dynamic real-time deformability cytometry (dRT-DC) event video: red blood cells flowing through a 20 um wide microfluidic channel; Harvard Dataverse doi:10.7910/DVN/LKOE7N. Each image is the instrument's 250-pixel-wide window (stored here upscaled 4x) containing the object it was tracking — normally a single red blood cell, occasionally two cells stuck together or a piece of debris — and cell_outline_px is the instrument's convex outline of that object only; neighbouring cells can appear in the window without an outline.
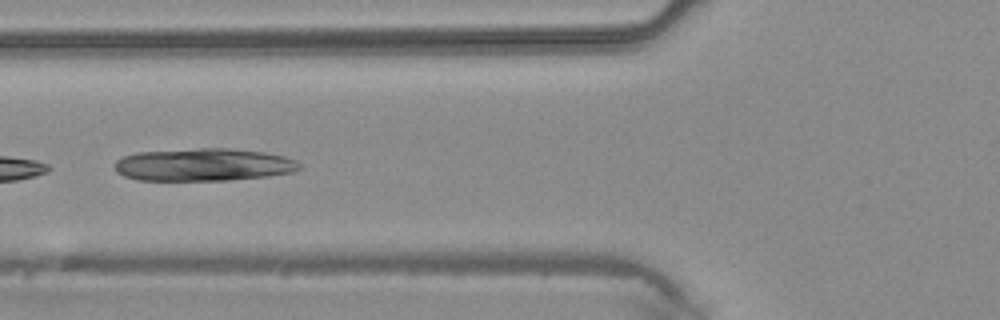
{"species": "common noctule bat (a hibernating species)", "species_latin": "Nyctalus noctula", "temperature_condition": "warm", "stored_images_in_passage": 6, "camera_frame_rate_fps": 3000, "um_per_image_px": 0.085, "animal": {"sex": "male", "body_mass_g": 20.4}, "frame": {"image": 1, "passage_image": 5, "time_ms": 1.333, "image_size_px": [1000, 320], "cell_outline_px": [[304, 168], [296, 172], [268, 176], [228, 180], [136, 180], [124, 176], [116, 172], [112, 164], [116, 160], [124, 156], [136, 152], [200, 148], [228, 148], [264, 152], [284, 156], [296, 160], [304, 164]], "centroid_in_image_um": [17.33, 14.0], "position_along_channel_um": 108.5, "area_um2": 35.66}}
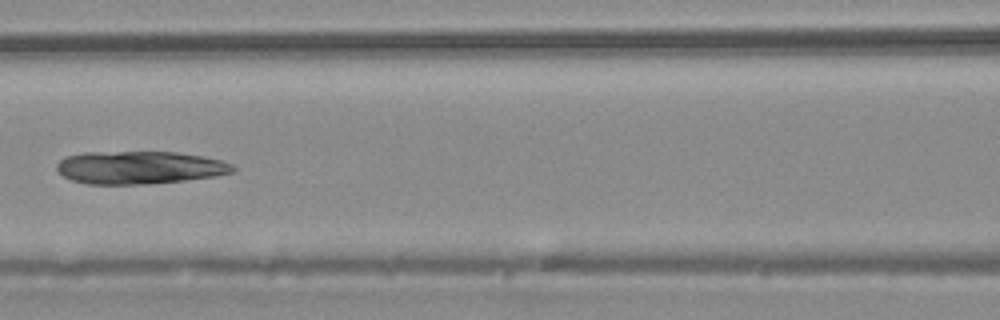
{"frame": {"image": 2, "passage_image": 6, "time_ms": 1.667, "image_size_px": [1000, 320], "cell_outline_px": [[236, 172], [216, 176], [184, 180], [148, 184], [84, 184], [72, 180], [64, 176], [56, 168], [56, 164], [64, 156], [84, 152], [176, 152], [204, 156], [220, 160], [232, 164], [236, 168]], "centroid_in_image_um": [11.86, 14.24], "position_along_channel_um": 154.7, "area_um2": 33.93}}